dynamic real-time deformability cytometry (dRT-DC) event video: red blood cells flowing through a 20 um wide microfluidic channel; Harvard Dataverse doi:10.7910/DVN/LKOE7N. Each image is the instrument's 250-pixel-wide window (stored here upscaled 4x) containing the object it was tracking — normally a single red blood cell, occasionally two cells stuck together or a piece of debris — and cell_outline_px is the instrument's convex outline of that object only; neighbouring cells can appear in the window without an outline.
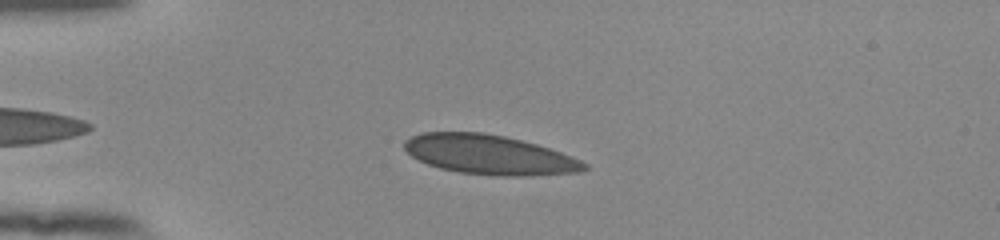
{"species": "human", "species_latin": "Homo sapiens", "temperature_condition": "room temperature", "stored_images_in_passage": 45, "camera_frame_rate_fps": 3000, "um_per_image_px": 0.085, "donor": {"sex": "female"}, "frame": {"image": 1, "passage_image": 6, "time_ms": 1.667, "image_size_px": [1000, 240], "cell_outline_px": [[588, 168], [580, 172], [528, 176], [500, 176], [460, 172], [440, 168], [428, 164], [412, 156], [404, 148], [404, 140], [412, 136], [424, 132], [484, 132], [504, 136], [536, 144], [560, 152], [580, 160], [588, 164]], "centroid_in_image_um": [41.6, 13.15], "position_along_channel_um": 43.4, "area_um2": 41.21}}
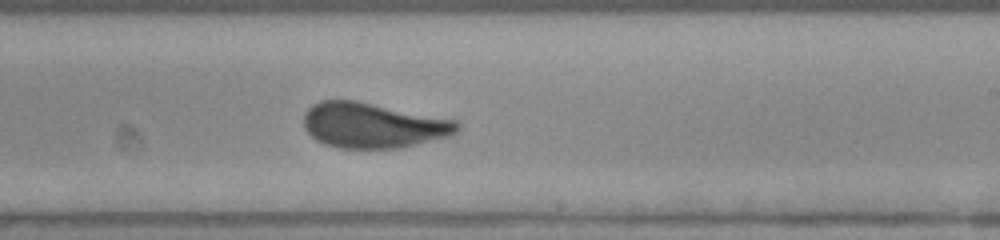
{"frame": {"image": 2, "passage_image": 25, "time_ms": 8.0, "image_size_px": [1000, 240], "cell_outline_px": [[460, 128], [456, 132], [448, 136], [400, 148], [340, 148], [324, 144], [316, 140], [304, 128], [304, 112], [312, 104], [320, 100], [356, 100], [456, 120], [460, 124]], "centroid_in_image_um": [31.68, 10.64], "position_along_channel_um": 257.3, "area_um2": 40.46}}
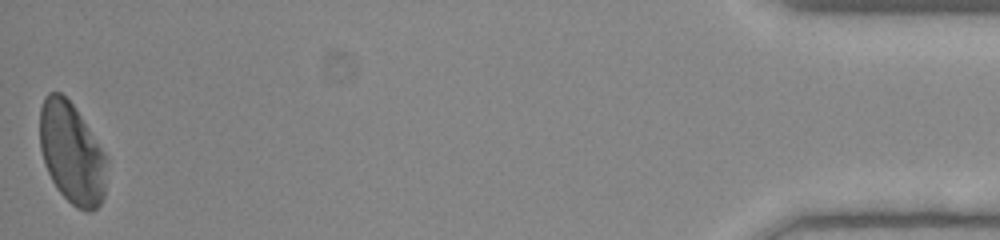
{"frame": {"image": 3, "passage_image": 45, "time_ms": 14.667, "image_size_px": [1000, 240], "cell_outline_px": [[108, 160], [104, 196], [100, 204], [92, 212], [84, 212], [76, 208], [56, 188], [44, 164], [40, 148], [40, 108], [44, 96], [48, 92], [60, 92], [76, 108], [104, 152]], "centroid_in_image_um": [6.1, 13.04], "position_along_channel_um": 429.1, "area_um2": 39.71}, "authors_computed_cell_mechanics": {"area_um2": 40.9802, "velocity_mm_per_s": 3.8565, "shape_relaxation_time_tau1_ms": 7.8965, "shape_relaxation_time_tau2_ms": null, "deformation_change_tau1": 0.1757, "deformation_change_tau2": null}}